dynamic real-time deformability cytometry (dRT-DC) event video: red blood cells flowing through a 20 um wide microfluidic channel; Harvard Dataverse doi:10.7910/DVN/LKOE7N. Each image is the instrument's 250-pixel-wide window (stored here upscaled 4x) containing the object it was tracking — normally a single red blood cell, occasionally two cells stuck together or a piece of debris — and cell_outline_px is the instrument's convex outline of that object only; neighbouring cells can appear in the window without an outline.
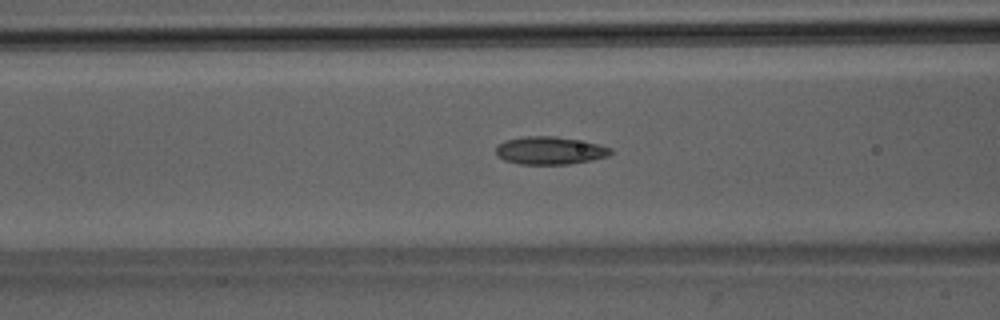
{"species": "Egyptian fruit bat (a non-hibernating species)", "species_latin": "Rousettus aegyptiacus", "temperature_condition": "room temperature", "stored_images_in_passage": 52, "segment_of_instrument_passage": [1, 2], "camera_frame_rate_fps": 3000, "um_per_image_px": 0.085, "animal": {"sex": "male"}, "frame": {"image": 1, "passage_image": 21, "time_ms": 6.667, "image_size_px": [1000, 320], "cell_outline_px": [[612, 152], [608, 156], [592, 160], [568, 164], [520, 164], [504, 160], [496, 156], [496, 144], [504, 140], [524, 136], [556, 136], [600, 144], [612, 148]], "centroid_in_image_um": [46.71, 12.79], "position_along_channel_um": 119.9, "area_um2": 18.79}}
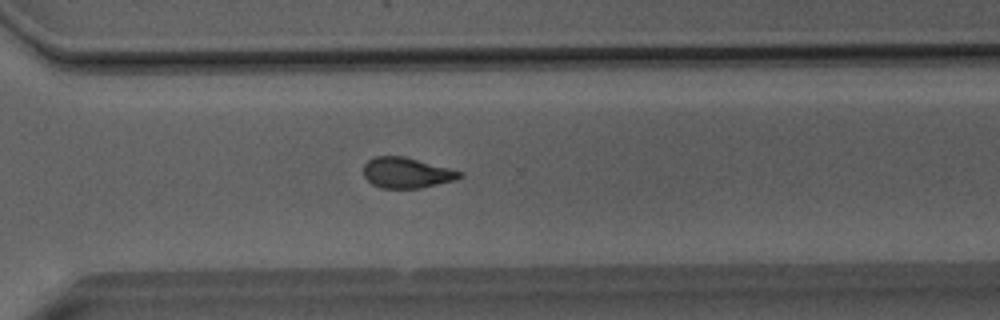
{"frame": {"image": 2, "passage_image": 37, "time_ms": 12.0, "image_size_px": [1000, 320], "cell_outline_px": [[464, 176], [456, 180], [420, 188], [380, 188], [372, 184], [364, 176], [364, 164], [368, 160], [376, 156], [404, 156], [464, 172]], "centroid_in_image_um": [34.58, 14.69], "position_along_channel_um": 336.0, "area_um2": 17.17}}
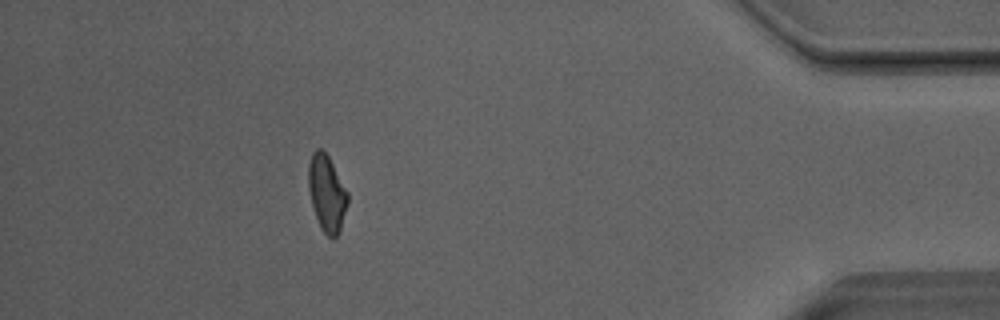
{"frame": {"image": 3, "passage_image": 46, "time_ms": 15.0, "image_size_px": [1000, 320], "cell_outline_px": [[348, 204], [340, 232], [332, 240], [320, 228], [312, 204], [308, 188], [308, 164], [312, 152], [316, 148], [320, 148], [328, 156], [348, 192]], "centroid_in_image_um": [27.78, 16.44], "position_along_channel_um": 407.4, "area_um2": 17.57}}